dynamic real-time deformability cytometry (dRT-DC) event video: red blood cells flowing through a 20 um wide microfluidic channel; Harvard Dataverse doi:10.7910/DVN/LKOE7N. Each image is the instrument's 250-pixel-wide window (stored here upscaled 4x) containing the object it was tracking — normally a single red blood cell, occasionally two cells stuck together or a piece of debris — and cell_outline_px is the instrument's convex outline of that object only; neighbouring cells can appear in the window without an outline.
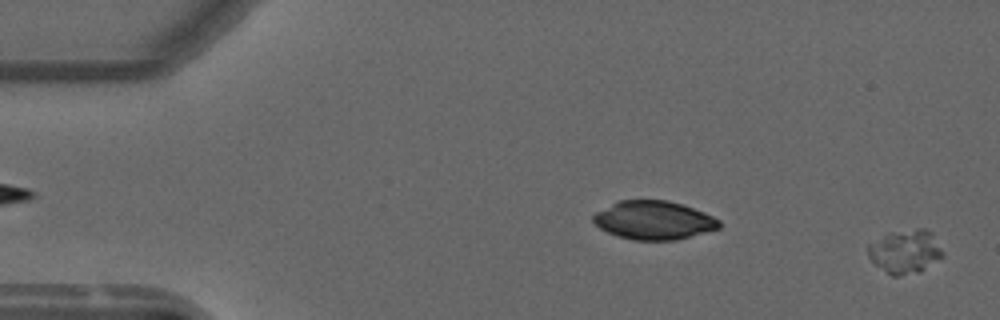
{"species": "common noctule bat (a hibernating species)", "species_latin": "Nyctalus noctula", "temperature_condition": "warm", "stored_images_in_passage": 12, "camera_frame_rate_fps": 3000, "um_per_image_px": 0.085, "animal": {"sex": "male", "forearm_length_mm": 52.5}, "frame": {"image": 1, "passage_image": 1, "time_ms": 0.0, "image_size_px": [1000, 320], "cell_outline_px": [[944, 256], [920, 272], [900, 276], [892, 276], [876, 264], [868, 256], [868, 244], [892, 232], [916, 228], [924, 228], [932, 232], [944, 252]], "centroid_in_image_um": [76.99, 21.38], "position_along_channel_um": 8.0, "area_um2": 18.96}}